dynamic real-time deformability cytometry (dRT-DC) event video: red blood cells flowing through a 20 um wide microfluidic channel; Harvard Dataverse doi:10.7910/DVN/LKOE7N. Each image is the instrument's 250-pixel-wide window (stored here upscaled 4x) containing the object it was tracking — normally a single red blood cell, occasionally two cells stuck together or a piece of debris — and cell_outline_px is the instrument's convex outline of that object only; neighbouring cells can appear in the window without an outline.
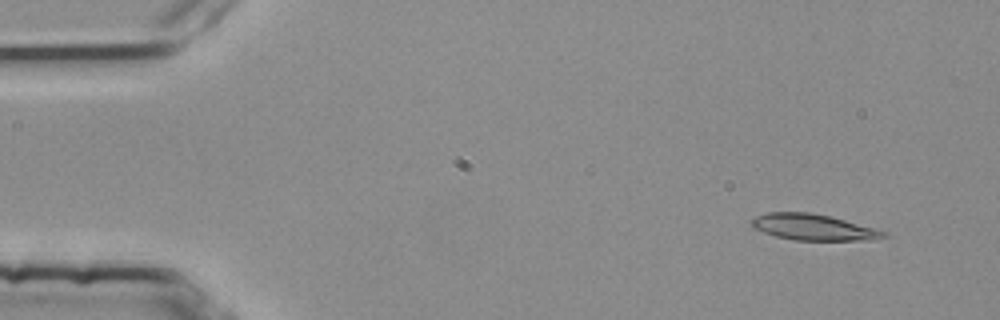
{"species": "common noctule bat (a hibernating species)", "species_latin": "Nyctalus noctula", "temperature_condition": "room temperature", "stored_images_in_passage": 49, "camera_frame_rate_fps": 3000, "um_per_image_px": 0.085, "animal": {"sex": "female", "body_mass_g": 25.1}, "frame": {"image": 1, "passage_image": 1, "time_ms": 0.0, "image_size_px": [1000, 320], "cell_outline_px": [[888, 236], [872, 240], [792, 240], [776, 236], [764, 232], [756, 228], [752, 224], [752, 220], [756, 216], [768, 212], [812, 212], [844, 220], [888, 232]], "centroid_in_image_um": [69.16, 19.31], "position_along_channel_um": 15.8, "area_um2": 19.83}}
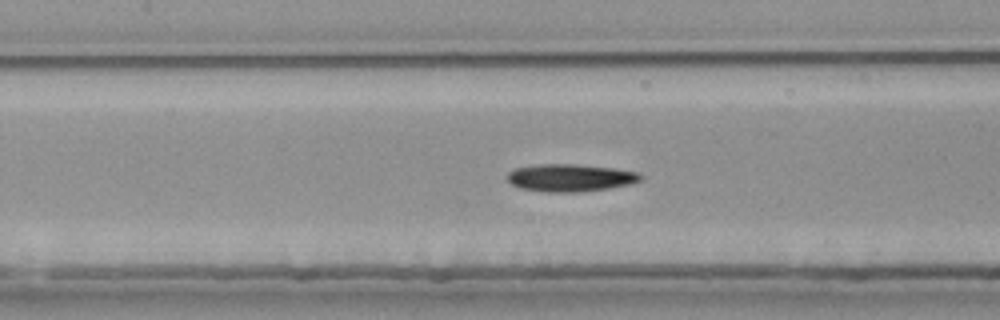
{"frame": {"image": 2, "passage_image": 21, "time_ms": 6.667, "image_size_px": [1000, 320], "cell_outline_px": [[644, 176], [640, 180], [628, 184], [608, 188], [580, 192], [548, 192], [524, 188], [512, 184], [508, 180], [508, 172], [516, 168], [540, 164], [576, 164], [616, 168], [640, 172]], "centroid_in_image_um": [48.52, 15.1], "position_along_channel_um": 158.9, "area_um2": 21.21}}
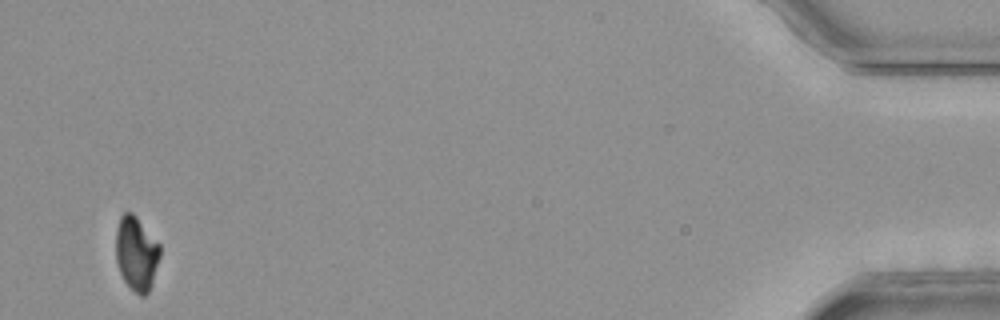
{"frame": {"image": 3, "passage_image": 49, "time_ms": 16.0, "image_size_px": [1000, 320], "cell_outline_px": [[160, 256], [152, 284], [148, 292], [144, 296], [140, 296], [124, 280], [120, 272], [116, 260], [116, 232], [120, 216], [124, 212], [132, 212], [136, 216], [160, 244]], "centroid_in_image_um": [11.6, 21.53], "position_along_channel_um": 423.6, "area_um2": 18.96}}